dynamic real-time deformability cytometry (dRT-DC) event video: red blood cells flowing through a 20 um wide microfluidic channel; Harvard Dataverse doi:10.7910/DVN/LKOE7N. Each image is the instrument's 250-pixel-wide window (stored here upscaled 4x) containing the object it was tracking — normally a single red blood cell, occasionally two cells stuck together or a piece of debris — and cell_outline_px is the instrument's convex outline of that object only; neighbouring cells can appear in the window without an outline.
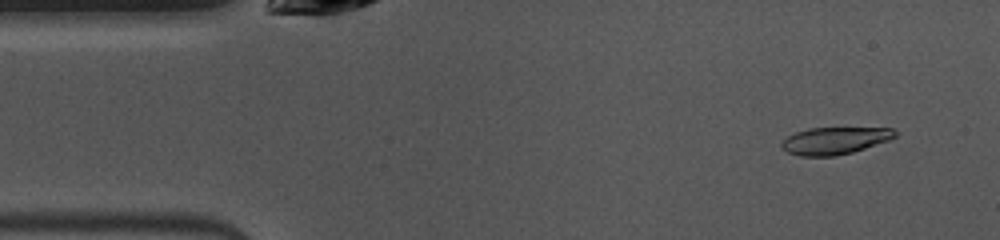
{"species": "common noctule bat (a hibernating species)", "species_latin": "Nyctalus noctula", "temperature_condition": "warm", "stored_images_in_passage": 48, "camera_frame_rate_fps": 3000, "um_per_image_px": 0.085, "animal": {"sex": "female", "body_mass_g": 10.0, "forearm_length_mm": 53.1}, "frame": {"image": 1, "passage_image": 3, "time_ms": 0.667, "image_size_px": [1000, 240], "cell_outline_px": [[896, 136], [888, 140], [852, 152], [836, 156], [800, 156], [788, 152], [780, 148], [780, 144], [788, 136], [796, 132], [808, 128], [892, 128], [896, 132]], "centroid_in_image_um": [70.91, 11.96], "position_along_channel_um": 14.1, "area_um2": 17.8}}
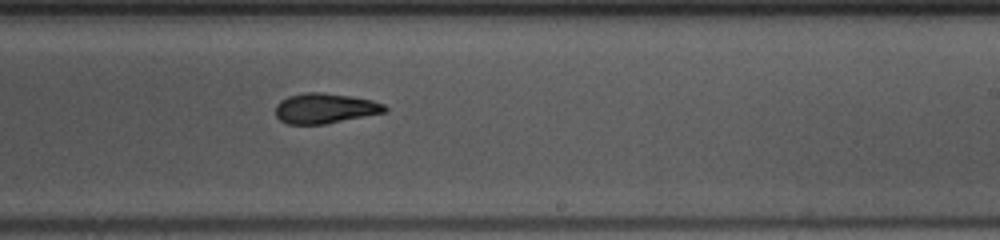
{"frame": {"image": 2, "passage_image": 27, "time_ms": 8.667, "image_size_px": [1000, 240], "cell_outline_px": [[388, 112], [324, 124], [288, 124], [280, 120], [276, 116], [276, 104], [280, 100], [288, 96], [304, 92], [320, 92], [352, 96], [372, 100], [384, 104], [388, 108]], "centroid_in_image_um": [27.64, 9.2], "position_along_channel_um": 261.4, "area_um2": 19.36}}
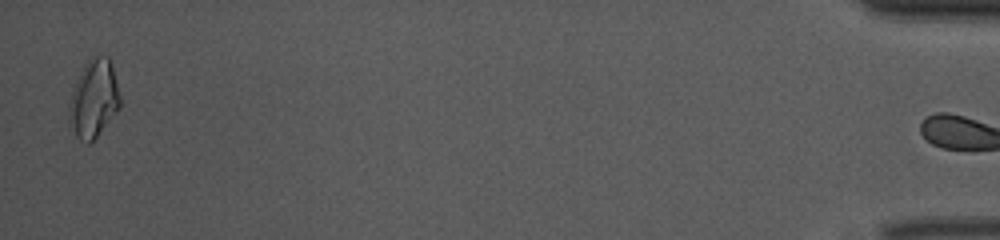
{"frame": {"image": 3, "passage_image": 47, "time_ms": 15.333, "image_size_px": [1000, 240], "cell_outline_px": [[120, 108], [96, 136], [88, 144], [84, 144], [76, 136], [68, 120], [68, 108], [72, 92], [76, 80], [84, 64], [92, 56], [100, 52], [108, 56], [112, 64], [120, 96]], "centroid_in_image_um": [7.96, 8.35], "position_along_channel_um": 427.2, "area_um2": 23.29}, "authors_computed_cell_mechanics": {"area_um2": 19.2474, "velocity_mm_per_s": 3.9986, "shape_relaxation_time_tau1_ms": 4.3259, "shape_relaxation_time_tau2_ms": 5.2517, "deformation_change_tau1": 0.1682, "deformation_change_tau2": 0.139}}